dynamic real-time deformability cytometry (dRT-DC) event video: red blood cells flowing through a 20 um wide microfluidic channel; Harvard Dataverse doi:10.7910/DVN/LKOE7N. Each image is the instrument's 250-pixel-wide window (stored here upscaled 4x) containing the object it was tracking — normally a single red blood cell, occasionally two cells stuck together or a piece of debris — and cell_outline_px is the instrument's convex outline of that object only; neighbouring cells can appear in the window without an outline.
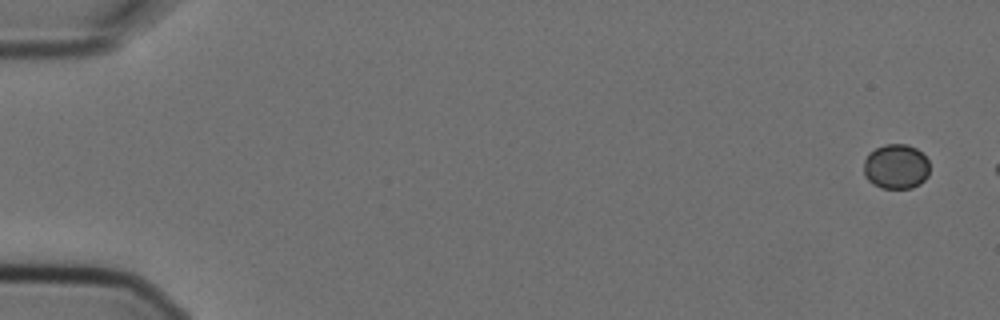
{"species": "Egyptian fruit bat (a non-hibernating species)", "species_latin": "Rousettus aegyptiacus", "temperature_condition": "cold", "stored_images_in_passage": 3, "camera_frame_rate_fps": 3000, "um_per_image_px": 0.085, "animal": {"sex": "female"}, "frame": {"image": 1, "passage_image": 1, "time_ms": 0.0, "image_size_px": [1000, 320], "cell_outline_px": [[928, 176], [920, 184], [912, 188], [880, 188], [872, 184], [864, 176], [864, 160], [868, 152], [884, 144], [908, 144], [916, 148], [928, 160]], "centroid_in_image_um": [76.14, 14.16], "position_along_channel_um": 8.9, "area_um2": 17.4}}